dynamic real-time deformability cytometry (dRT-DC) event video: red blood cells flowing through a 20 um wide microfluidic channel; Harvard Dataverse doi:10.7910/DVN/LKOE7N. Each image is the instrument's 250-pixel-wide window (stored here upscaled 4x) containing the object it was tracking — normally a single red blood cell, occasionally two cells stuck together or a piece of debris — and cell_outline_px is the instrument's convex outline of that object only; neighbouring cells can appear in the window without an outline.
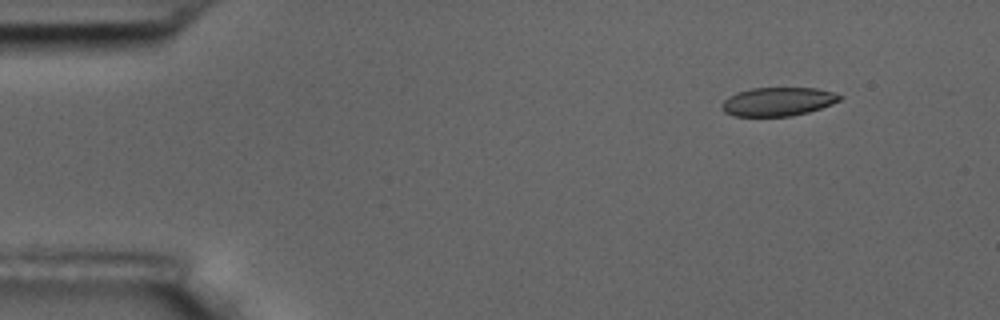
{"species": "common noctule bat (a hibernating species)", "species_latin": "Nyctalus noctula", "temperature_condition": "room temperature", "stored_images_in_passage": 4, "camera_frame_rate_fps": 3000, "um_per_image_px": 0.085, "animal": {"sex": "male", "body_mass_g": 17.5, "forearm_length_mm": 52.3}, "frame": {"image": 1, "passage_image": 2, "time_ms": 1.333, "image_size_px": [1000, 320], "cell_outline_px": [[844, 96], [840, 100], [832, 104], [808, 112], [792, 116], [736, 116], [724, 112], [720, 108], [720, 104], [728, 96], [736, 92], [752, 88], [816, 88], [832, 92]], "centroid_in_image_um": [66.09, 8.64], "position_along_channel_um": 18.9, "area_um2": 19.77}}
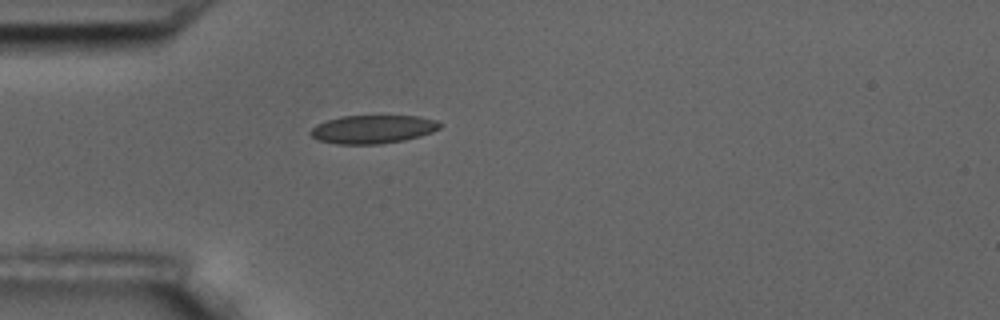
{"frame": {"image": 2, "passage_image": 4, "time_ms": 4.667, "image_size_px": [1000, 320], "cell_outline_px": [[440, 128], [432, 132], [420, 136], [404, 140], [380, 144], [336, 144], [316, 140], [308, 132], [316, 124], [340, 116], [416, 116], [436, 120], [440, 124]], "centroid_in_image_um": [31.65, 10.99], "position_along_channel_um": 53.4, "area_um2": 21.39}}